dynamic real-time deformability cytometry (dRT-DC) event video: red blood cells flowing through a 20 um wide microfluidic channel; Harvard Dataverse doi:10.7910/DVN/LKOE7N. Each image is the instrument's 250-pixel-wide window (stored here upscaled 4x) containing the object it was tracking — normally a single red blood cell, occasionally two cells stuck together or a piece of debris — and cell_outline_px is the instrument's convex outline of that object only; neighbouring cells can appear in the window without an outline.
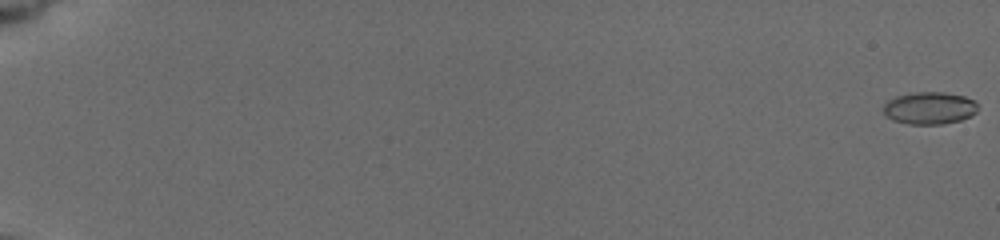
{"species": "common noctule bat (a hibernating species)", "species_latin": "Nyctalus noctula", "temperature_condition": "cold", "stored_images_in_passage": 22, "camera_frame_rate_fps": 3000, "um_per_image_px": 0.085, "animal": {"sex": "female", "body_mass_g": 19.5, "forearm_length_mm": 54.1}, "frame": {"image": 1, "passage_image": 1, "time_ms": 0.0, "image_size_px": [1000, 240], "cell_outline_px": [[976, 112], [960, 120], [940, 124], [908, 124], [892, 120], [884, 112], [884, 104], [888, 100], [896, 96], [916, 92], [944, 92], [964, 96], [976, 100]], "centroid_in_image_um": [79.0, 9.18], "position_along_channel_um": 6.0, "area_um2": 17.63}}
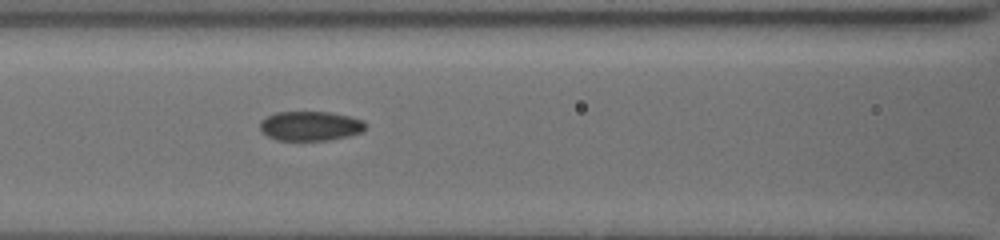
{"frame": {"image": 2, "passage_image": 13, "time_ms": 9.333, "image_size_px": [1000, 240], "cell_outline_px": [[368, 124], [364, 132], [348, 136], [328, 140], [276, 140], [260, 132], [260, 120], [264, 116], [276, 112], [332, 112], [364, 120]], "centroid_in_image_um": [26.38, 10.7], "position_along_channel_um": 140.2, "area_um2": 18.5}}
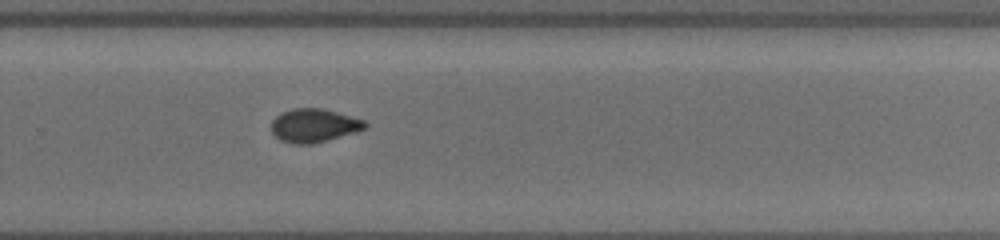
{"frame": {"image": 3, "passage_image": 22, "time_ms": 13.667, "image_size_px": [1000, 240], "cell_outline_px": [[368, 124], [364, 128], [356, 132], [328, 140], [312, 144], [292, 144], [280, 140], [272, 132], [272, 120], [280, 112], [296, 108], [320, 108], [336, 112], [364, 120]], "centroid_in_image_um": [26.67, 10.67], "position_along_channel_um": 303.1, "area_um2": 18.21}}